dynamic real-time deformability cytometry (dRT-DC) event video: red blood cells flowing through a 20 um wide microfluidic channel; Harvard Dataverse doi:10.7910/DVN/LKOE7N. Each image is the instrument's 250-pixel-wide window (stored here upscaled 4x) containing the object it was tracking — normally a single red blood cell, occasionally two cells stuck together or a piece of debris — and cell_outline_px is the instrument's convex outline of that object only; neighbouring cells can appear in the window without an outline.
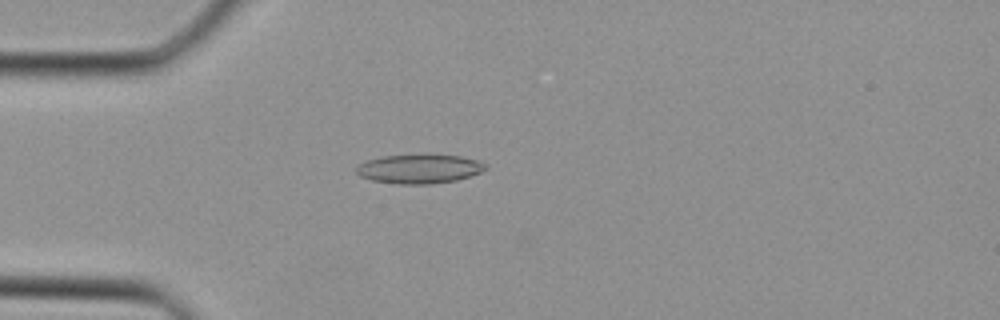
{"species": "Egyptian fruit bat (a non-hibernating species)", "species_latin": "Rousettus aegyptiacus", "temperature_condition": "cold", "stored_images_in_passage": 32, "camera_frame_rate_fps": 3000, "um_per_image_px": 0.085, "animal": {"sex": "female"}, "frame": {"image": 1, "passage_image": 4, "time_ms": 1.0, "image_size_px": [1000, 320], "cell_outline_px": [[488, 168], [480, 172], [456, 180], [432, 184], [396, 184], [372, 180], [360, 176], [356, 172], [356, 168], [360, 164], [368, 160], [380, 156], [460, 156], [476, 160], [488, 164]], "centroid_in_image_um": [35.64, 14.38], "position_along_channel_um": 49.4, "area_um2": 21.44}}
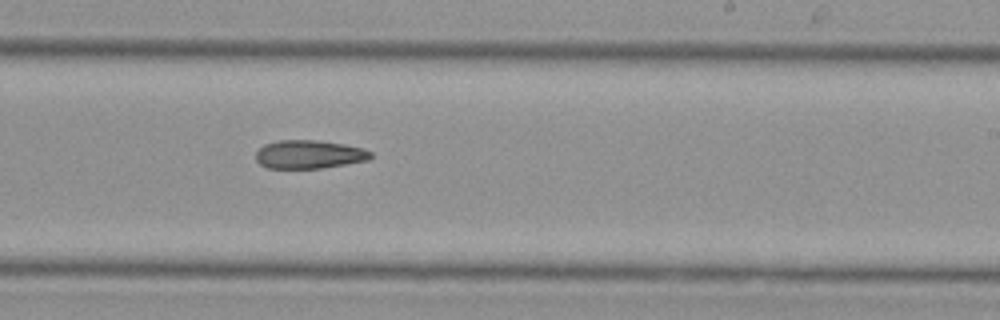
{"frame": {"image": 2, "passage_image": 17, "time_ms": 5.333, "image_size_px": [1000, 320], "cell_outline_px": [[372, 156], [368, 160], [324, 168], [268, 168], [260, 164], [256, 160], [256, 152], [264, 144], [276, 140], [316, 140], [344, 144], [364, 148], [372, 152]], "centroid_in_image_um": [26.28, 13.12], "position_along_channel_um": 262.7, "area_um2": 19.13}}
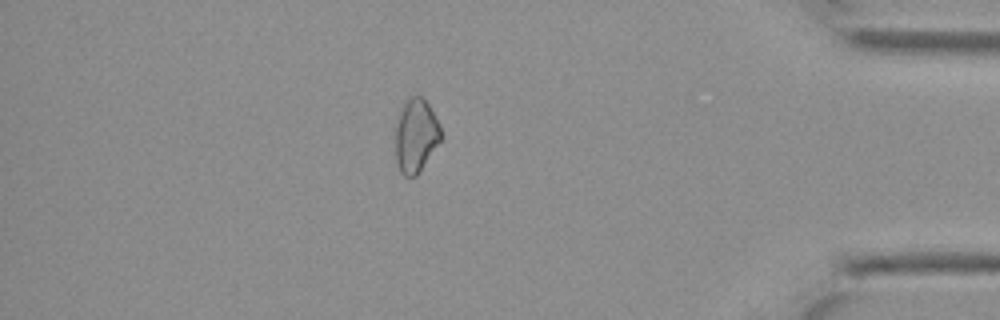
{"frame": {"image": 3, "passage_image": 27, "time_ms": 8.667, "image_size_px": [1000, 320], "cell_outline_px": [[444, 136], [420, 172], [416, 176], [404, 176], [400, 172], [396, 160], [396, 116], [404, 100], [412, 96], [420, 96], [428, 104], [440, 124]], "centroid_in_image_um": [35.35, 11.52], "position_along_channel_um": 399.8, "area_um2": 19.94}}